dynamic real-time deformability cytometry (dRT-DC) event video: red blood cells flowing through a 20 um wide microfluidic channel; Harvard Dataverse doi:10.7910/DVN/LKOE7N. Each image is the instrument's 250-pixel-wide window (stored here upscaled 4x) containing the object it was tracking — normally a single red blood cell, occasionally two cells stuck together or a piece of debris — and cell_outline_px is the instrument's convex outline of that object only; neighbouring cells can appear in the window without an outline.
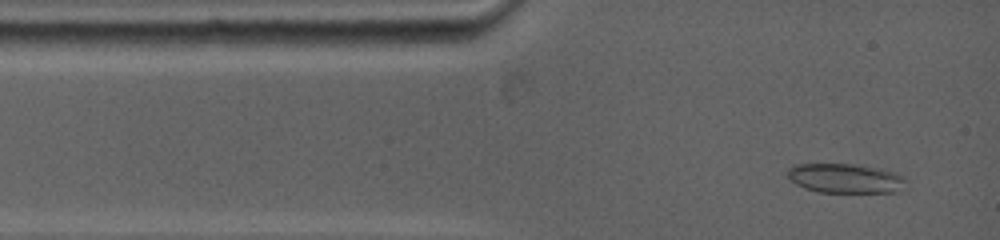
{"species": "common noctule bat (a hibernating species)", "species_latin": "Nyctalus noctula", "temperature_condition": "warm", "stored_images_in_passage": 27, "camera_frame_rate_fps": 5000, "um_per_image_px": 0.085, "animal": {"sex": "female", "body_mass_g": 19.0, "forearm_length_mm": 53.3}, "frame": {"image": 1, "passage_image": 3, "time_ms": 0.6, "image_size_px": [1000, 240], "cell_outline_px": [[904, 180], [892, 192], [820, 192], [796, 184], [788, 176], [788, 172], [792, 168], [800, 164], [848, 164], [888, 172]], "centroid_in_image_um": [71.69, 15.17], "position_along_channel_um": 13.3, "area_um2": 18.73}}
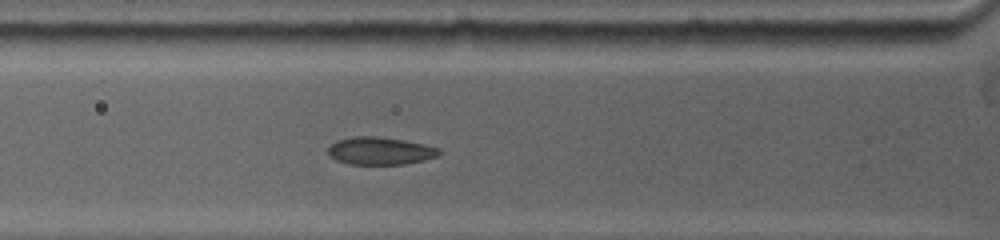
{"frame": {"image": 2, "passage_image": 13, "time_ms": 3.4, "image_size_px": [1000, 240], "cell_outline_px": [[440, 152], [436, 156], [424, 160], [404, 164], [348, 164], [336, 160], [328, 152], [328, 148], [336, 140], [352, 136], [376, 136], [404, 140], [424, 144], [440, 148]], "centroid_in_image_um": [32.3, 12.82], "position_along_channel_um": 93.5, "area_um2": 17.8}}
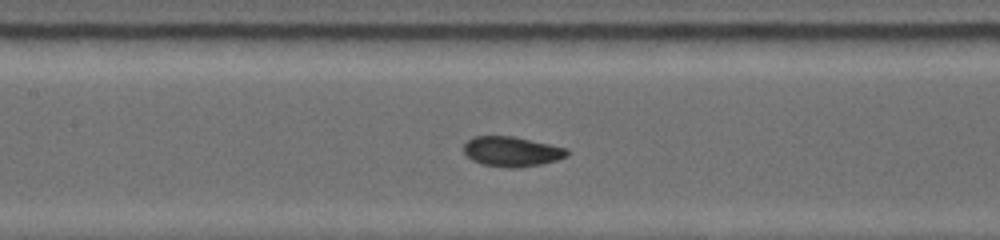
{"frame": {"image": 3, "passage_image": 22, "time_ms": 5.2, "image_size_px": [1000, 240], "cell_outline_px": [[568, 152], [564, 156], [556, 160], [540, 164], [516, 168], [504, 168], [484, 164], [472, 160], [464, 152], [464, 144], [472, 136], [516, 136], [568, 148]], "centroid_in_image_um": [43.48, 12.87], "position_along_channel_um": 163.9, "area_um2": 18.03}}